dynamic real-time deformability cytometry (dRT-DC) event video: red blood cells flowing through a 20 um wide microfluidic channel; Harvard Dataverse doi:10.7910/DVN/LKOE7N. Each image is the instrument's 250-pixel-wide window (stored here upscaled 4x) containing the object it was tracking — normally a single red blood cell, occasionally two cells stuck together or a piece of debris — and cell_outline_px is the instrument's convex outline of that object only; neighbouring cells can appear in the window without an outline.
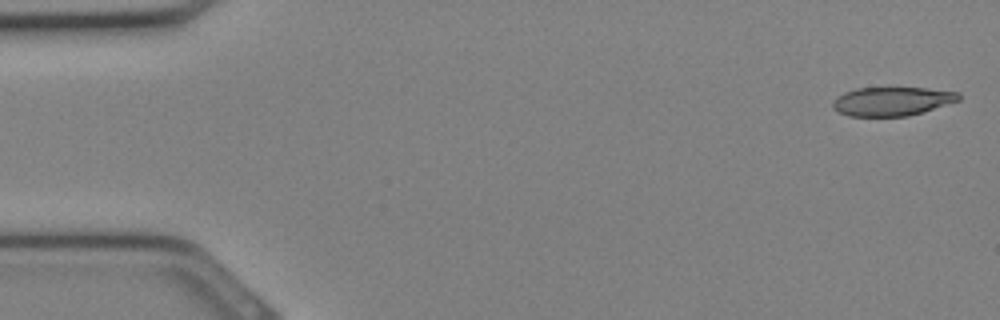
{"species": "Egyptian fruit bat (a non-hibernating species)", "species_latin": "Rousettus aegyptiacus", "temperature_condition": "cold", "stored_images_in_passage": 23, "camera_frame_rate_fps": 3000, "um_per_image_px": 0.085, "animal": {"sex": "female"}, "frame": {"image": 1, "passage_image": 1, "time_ms": 0.0, "image_size_px": [1000, 320], "cell_outline_px": [[960, 100], [924, 112], [908, 116], [848, 116], [832, 108], [832, 104], [836, 96], [844, 92], [856, 88], [924, 88], [960, 92]], "centroid_in_image_um": [75.82, 8.61], "position_along_channel_um": 9.2, "area_um2": 21.21}}
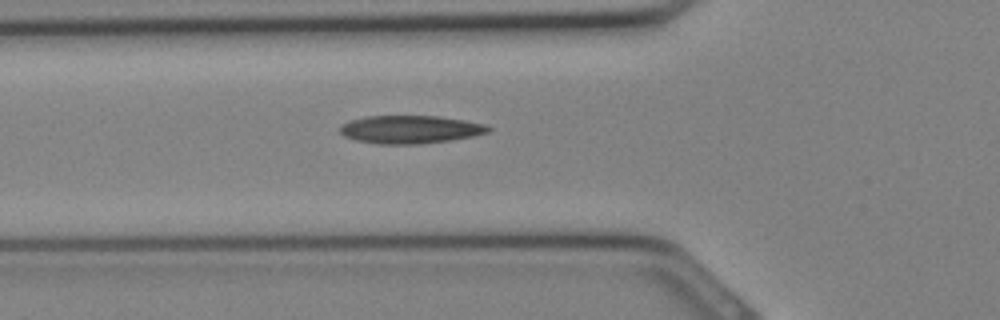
{"frame": {"image": 2, "passage_image": 11, "time_ms": 3.333, "image_size_px": [1000, 320], "cell_outline_px": [[492, 128], [488, 132], [472, 136], [448, 140], [420, 144], [376, 144], [356, 140], [344, 136], [340, 132], [340, 124], [352, 120], [368, 116], [440, 116], [488, 124]], "centroid_in_image_um": [34.88, 11.0], "position_along_channel_um": 90.9, "area_um2": 24.22}}
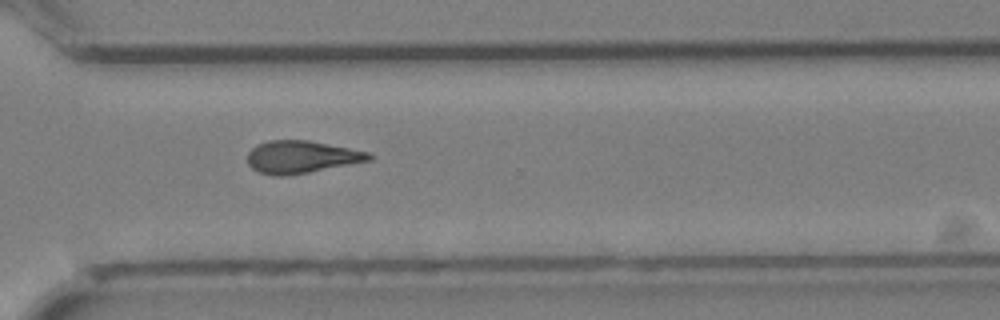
{"frame": {"image": 3, "passage_image": 23, "time_ms": 7.333, "image_size_px": [1000, 320], "cell_outline_px": [[376, 156], [372, 160], [308, 172], [284, 176], [272, 176], [260, 172], [252, 168], [248, 164], [248, 152], [256, 144], [268, 140], [308, 140], [368, 152]], "centroid_in_image_um": [25.61, 13.34], "position_along_channel_um": 345.0, "area_um2": 22.95}}